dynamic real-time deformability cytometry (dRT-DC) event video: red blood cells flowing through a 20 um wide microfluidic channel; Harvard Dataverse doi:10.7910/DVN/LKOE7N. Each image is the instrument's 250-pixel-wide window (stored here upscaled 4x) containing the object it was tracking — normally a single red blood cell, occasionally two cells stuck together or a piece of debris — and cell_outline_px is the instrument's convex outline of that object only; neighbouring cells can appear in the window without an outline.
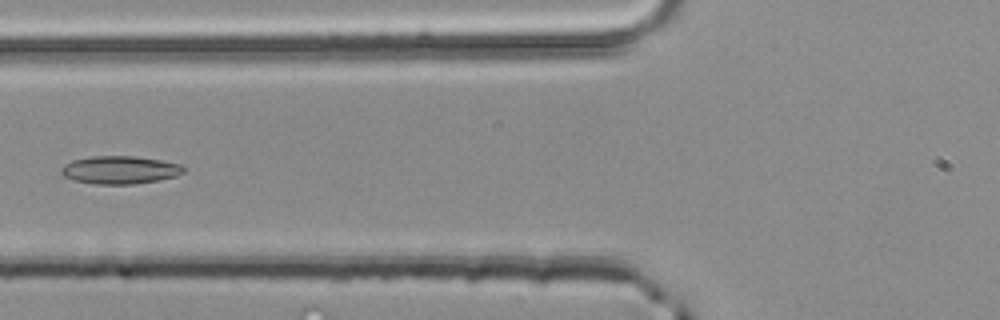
{"species": "common noctule bat (a hibernating species)", "species_latin": "Nyctalus noctula", "temperature_condition": "room temperature", "stored_images_in_passage": 3, "camera_frame_rate_fps": 3000, "um_per_image_px": 0.085, "animal": {"sex": "male", "body_mass_g": 20.4}, "frame": {"image": 1, "passage_image": 3, "time_ms": 0.667, "image_size_px": [1000, 320], "cell_outline_px": [[184, 172], [176, 176], [160, 180], [132, 184], [96, 184], [76, 180], [64, 176], [60, 172], [60, 168], [64, 164], [72, 160], [92, 156], [136, 156], [160, 160], [180, 164], [184, 168]], "centroid_in_image_um": [10.19, 14.44], "position_along_channel_um": 115.6, "area_um2": 19.88}}